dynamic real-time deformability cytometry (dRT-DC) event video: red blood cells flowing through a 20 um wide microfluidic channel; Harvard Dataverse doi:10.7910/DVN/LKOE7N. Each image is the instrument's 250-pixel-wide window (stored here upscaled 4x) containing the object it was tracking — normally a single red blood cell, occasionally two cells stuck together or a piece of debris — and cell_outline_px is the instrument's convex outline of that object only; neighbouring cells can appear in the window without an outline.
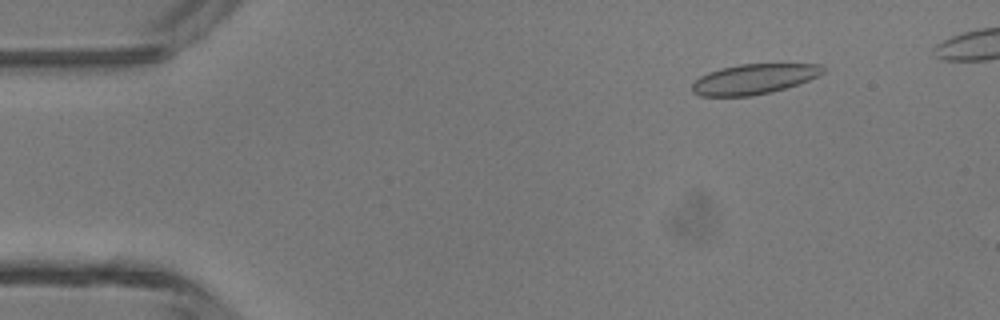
{"species": "common noctule bat (a hibernating species)", "species_latin": "Nyctalus noctula", "temperature_condition": "room temperature", "stored_images_in_passage": 11, "camera_frame_rate_fps": 3000, "um_per_image_px": 0.085, "animal": {"sex": "male", "body_mass_g": 13.3}, "frame": {"image": 1, "passage_image": 6, "time_ms": 1.667, "image_size_px": [1000, 320], "cell_outline_px": [[828, 68], [824, 72], [808, 80], [772, 92], [752, 96], [700, 96], [692, 92], [692, 84], [700, 76], [708, 72], [720, 68], [740, 64], [820, 64]], "centroid_in_image_um": [64.07, 6.72], "position_along_channel_um": 20.9, "area_um2": 22.95}}